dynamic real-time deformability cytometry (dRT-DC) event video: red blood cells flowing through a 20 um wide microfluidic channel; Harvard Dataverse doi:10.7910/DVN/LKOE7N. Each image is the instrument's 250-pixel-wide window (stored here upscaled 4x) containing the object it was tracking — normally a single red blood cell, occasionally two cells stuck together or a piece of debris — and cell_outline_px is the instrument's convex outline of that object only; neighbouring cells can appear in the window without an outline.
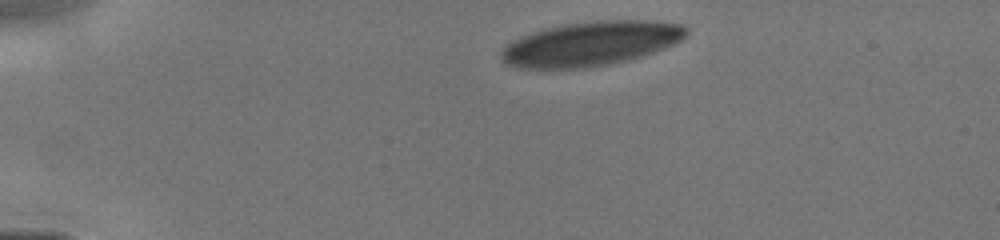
{"species": "human", "species_latin": "Homo sapiens", "temperature_condition": "cold", "stored_images_in_passage": 8, "camera_frame_rate_fps": 3000, "um_per_image_px": 0.085, "donor": {"sex": "male"}, "frame": {"image": 1, "passage_image": 1, "time_ms": 0.0, "image_size_px": [1000, 240], "cell_outline_px": [[688, 36], [664, 48], [644, 56], [628, 60], [608, 64], [580, 68], [516, 68], [504, 64], [500, 60], [500, 52], [512, 40], [532, 32], [560, 24], [596, 20], [652, 20], [680, 24], [688, 28]], "centroid_in_image_um": [50.21, 3.7], "position_along_channel_um": 34.8, "area_um2": 48.15}}
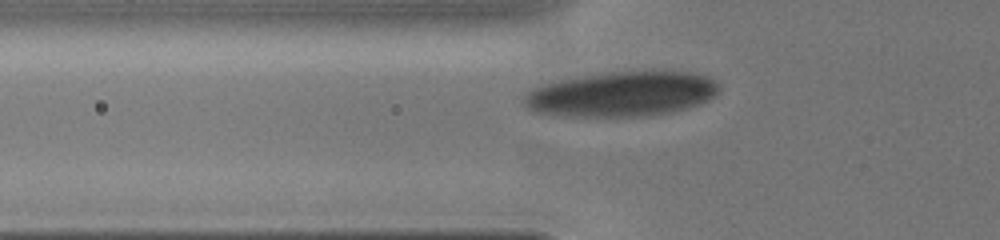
{"frame": {"image": 2, "passage_image": 7, "time_ms": 2.333, "image_size_px": [1000, 240], "cell_outline_px": [[720, 92], [716, 96], [700, 104], [676, 112], [652, 116], [552, 116], [532, 112], [524, 104], [524, 92], [532, 88], [544, 84], [560, 80], [608, 72], [688, 72], [708, 76], [720, 88]], "centroid_in_image_um": [52.83, 8.02], "position_along_channel_um": 73.0, "area_um2": 51.38}}